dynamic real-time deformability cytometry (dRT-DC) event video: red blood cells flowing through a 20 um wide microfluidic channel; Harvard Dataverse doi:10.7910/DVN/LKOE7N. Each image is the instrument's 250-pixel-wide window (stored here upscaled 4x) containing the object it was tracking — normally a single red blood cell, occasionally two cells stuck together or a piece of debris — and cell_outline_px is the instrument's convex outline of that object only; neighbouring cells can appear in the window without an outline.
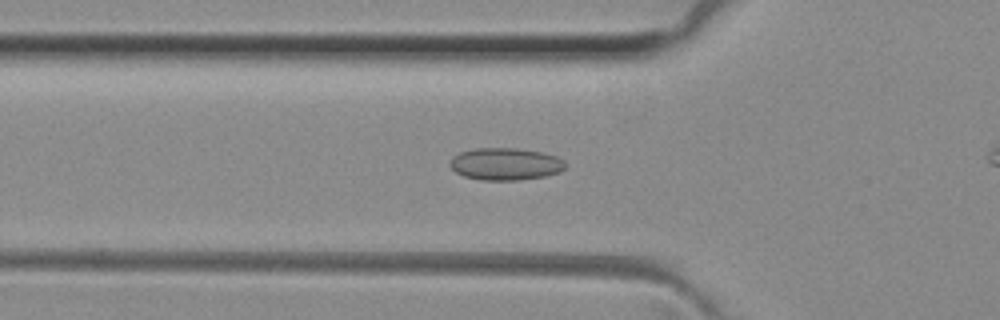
{"species": "common noctule bat (a hibernating species)", "species_latin": "Nyctalus noctula", "temperature_condition": "room temperature", "stored_images_in_passage": 32, "camera_frame_rate_fps": 3000, "um_per_image_px": 0.085, "animal": {"sex": "female", "body_mass_g": 29.2, "forearm_length_mm": 56.3}, "frame": {"image": 1, "passage_image": 6, "time_ms": 1.667, "image_size_px": [1000, 320], "cell_outline_px": [[564, 168], [560, 172], [544, 176], [520, 180], [480, 180], [464, 176], [456, 172], [448, 164], [452, 156], [460, 152], [476, 148], [516, 148], [540, 152], [556, 156], [564, 160]], "centroid_in_image_um": [42.93, 13.94], "position_along_channel_um": 82.9, "area_um2": 21.68}}
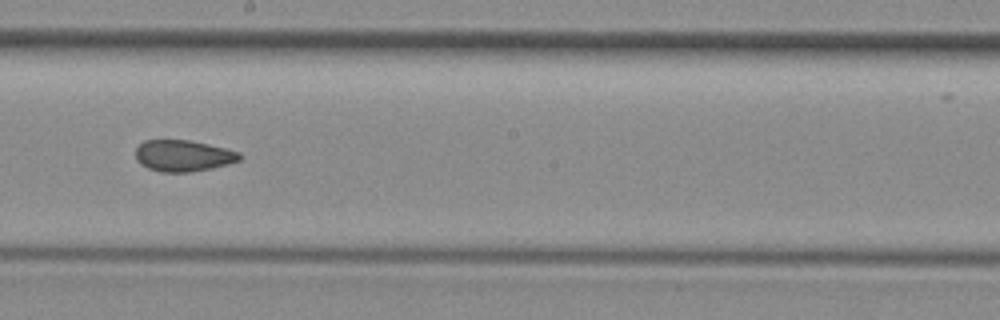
{"frame": {"image": 2, "passage_image": 17, "time_ms": 5.333, "image_size_px": [1000, 320], "cell_outline_px": [[240, 160], [228, 164], [212, 168], [188, 172], [160, 172], [148, 168], [140, 164], [136, 160], [136, 148], [144, 140], [188, 140], [208, 144], [240, 152]], "centroid_in_image_um": [15.55, 13.24], "position_along_channel_um": 232.7, "area_um2": 18.96}}
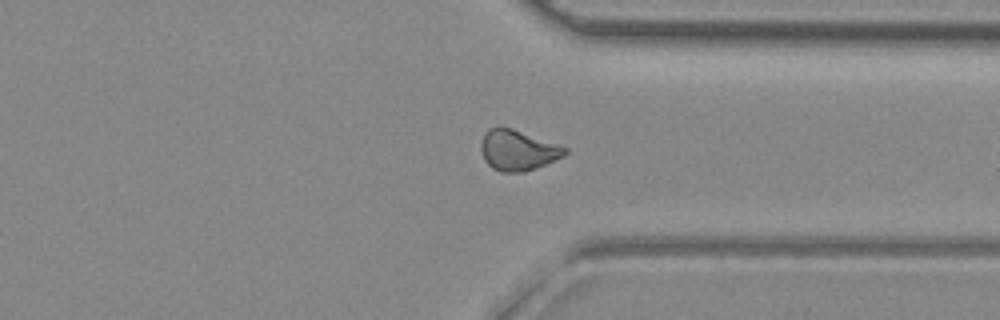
{"frame": {"image": 3, "passage_image": 27, "time_ms": 8.667, "image_size_px": [1000, 320], "cell_outline_px": [[568, 152], [564, 156], [536, 168], [524, 172], [500, 172], [492, 168], [484, 160], [480, 148], [480, 144], [488, 128], [512, 128], [568, 148]], "centroid_in_image_um": [44.01, 12.79], "position_along_channel_um": 367.4, "area_um2": 19.65}}